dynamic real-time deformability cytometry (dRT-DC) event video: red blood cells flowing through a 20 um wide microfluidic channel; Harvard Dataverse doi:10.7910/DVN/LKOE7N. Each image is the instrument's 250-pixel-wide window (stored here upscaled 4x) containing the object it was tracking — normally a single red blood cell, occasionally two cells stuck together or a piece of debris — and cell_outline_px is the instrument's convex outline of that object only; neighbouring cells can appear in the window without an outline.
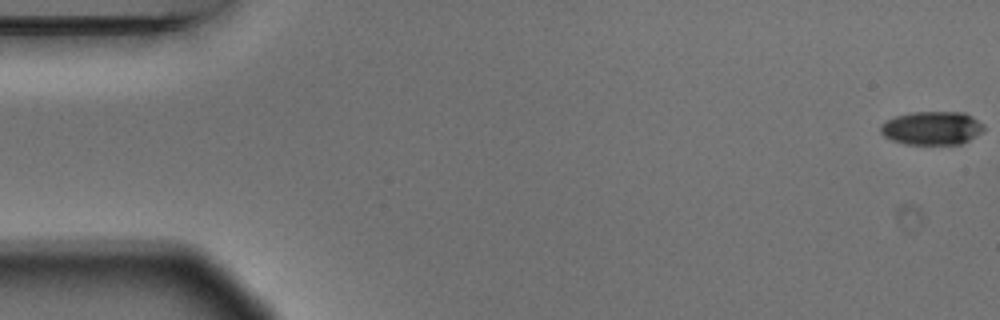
{"species": "Egyptian fruit bat (a non-hibernating species)", "species_latin": "Rousettus aegyptiacus", "temperature_condition": "warm", "stored_images_in_passage": 6, "camera_frame_rate_fps": 3000, "um_per_image_px": 0.085, "animal": {"sex": "male"}, "frame": {"image": 1, "passage_image": 1, "time_ms": 0.0, "image_size_px": [1000, 320], "cell_outline_px": [[984, 128], [976, 136], [960, 144], [904, 144], [892, 140], [884, 136], [880, 132], [880, 124], [896, 116], [912, 112], [964, 112], [972, 116], [984, 124]], "centroid_in_image_um": [79.21, 10.88], "position_along_channel_um": 5.8, "area_um2": 20.11}}